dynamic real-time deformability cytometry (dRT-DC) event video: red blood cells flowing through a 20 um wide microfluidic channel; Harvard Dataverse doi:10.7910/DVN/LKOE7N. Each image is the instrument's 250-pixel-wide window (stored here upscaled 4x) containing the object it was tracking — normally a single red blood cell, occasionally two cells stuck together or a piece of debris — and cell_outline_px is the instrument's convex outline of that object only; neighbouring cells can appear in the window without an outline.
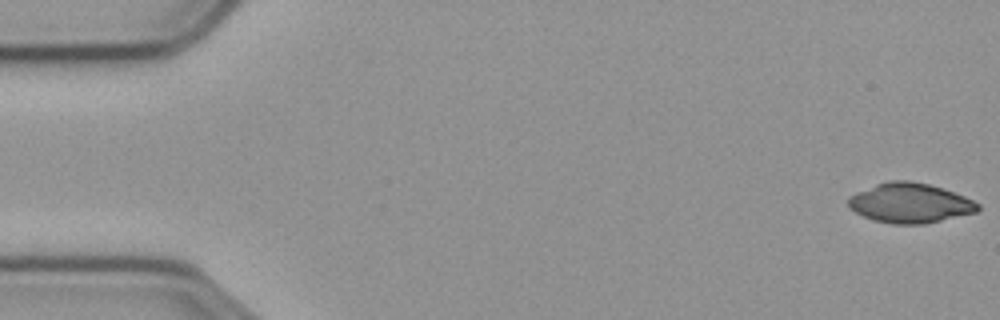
{"species": "common noctule bat (a hibernating species)", "species_latin": "Nyctalus noctula", "temperature_condition": "cold", "stored_images_in_passage": 57, "camera_frame_rate_fps": 3000, "um_per_image_px": 0.085, "animal": {"sex": "male", "body_mass_g": 23.1, "forearm_length_mm": 52.7}, "frame": {"image": 1, "passage_image": 1, "time_ms": 0.0, "image_size_px": [1000, 320], "cell_outline_px": [[980, 208], [976, 212], [924, 224], [892, 224], [872, 220], [848, 208], [848, 196], [856, 192], [876, 184], [888, 180], [908, 180], [928, 184], [964, 196], [980, 204]], "centroid_in_image_um": [77.31, 17.26], "position_along_channel_um": 7.7, "area_um2": 29.94}}
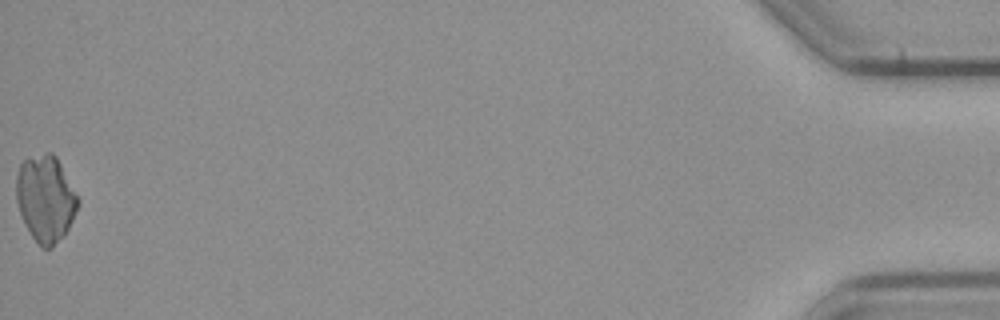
{"frame": {"image": 2, "passage_image": 57, "time_ms": 18.667, "image_size_px": [1000, 320], "cell_outline_px": [[80, 204], [64, 236], [52, 248], [40, 248], [24, 224], [16, 200], [16, 176], [20, 164], [24, 160], [48, 152], [52, 152], [56, 156], [80, 200]], "centroid_in_image_um": [3.87, 16.91], "position_along_channel_um": 431.3, "area_um2": 31.1}}